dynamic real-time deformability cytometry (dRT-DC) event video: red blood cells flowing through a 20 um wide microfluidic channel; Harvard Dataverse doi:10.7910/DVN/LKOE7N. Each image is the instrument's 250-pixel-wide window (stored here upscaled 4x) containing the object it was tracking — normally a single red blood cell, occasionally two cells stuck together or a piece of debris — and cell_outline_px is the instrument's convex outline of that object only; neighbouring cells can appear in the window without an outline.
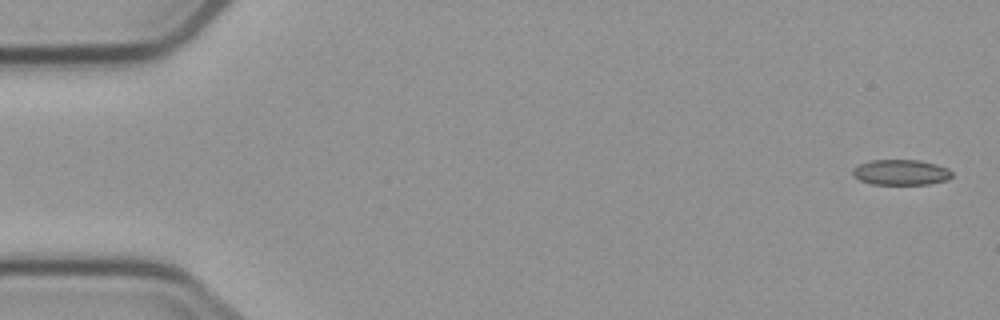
{"species": "common noctule bat (a hibernating species)", "species_latin": "Nyctalus noctula", "temperature_condition": "cold", "stored_images_in_passage": 5, "camera_frame_rate_fps": 3000, "um_per_image_px": 0.085, "animal": {"sex": "male", "body_mass_g": 23.1, "forearm_length_mm": 52.7}, "frame": {"image": 1, "passage_image": 1, "time_ms": 0.0, "image_size_px": [1000, 320], "cell_outline_px": [[952, 176], [948, 180], [928, 184], [872, 184], [860, 180], [852, 176], [852, 168], [856, 164], [872, 160], [920, 160], [936, 164], [948, 168], [952, 172]], "centroid_in_image_um": [76.55, 14.64], "position_along_channel_um": 8.4, "area_um2": 14.91}}